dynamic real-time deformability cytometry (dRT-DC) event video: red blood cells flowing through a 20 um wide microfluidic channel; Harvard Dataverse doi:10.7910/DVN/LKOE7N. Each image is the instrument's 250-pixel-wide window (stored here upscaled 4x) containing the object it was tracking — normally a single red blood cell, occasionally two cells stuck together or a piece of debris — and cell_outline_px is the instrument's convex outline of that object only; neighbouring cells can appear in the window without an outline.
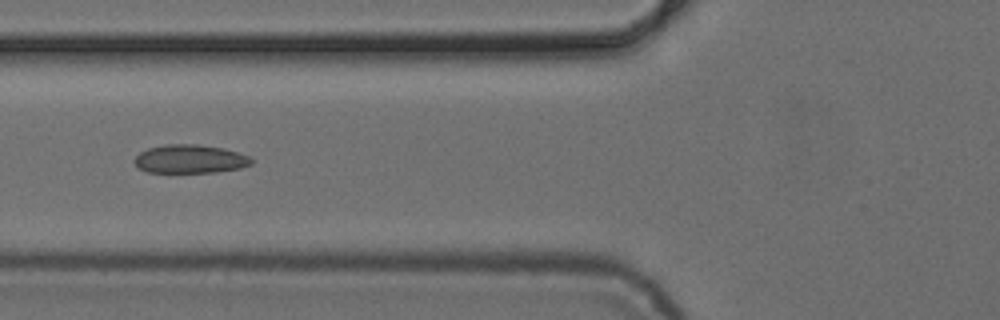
{"species": "common noctule bat (a hibernating species)", "species_latin": "Nyctalus noctula", "temperature_condition": "cold", "stored_images_in_passage": 9, "camera_frame_rate_fps": 3000, "um_per_image_px": 0.085, "animal": {"sex": "female", "body_mass_g": 24.6, "forearm_length_mm": 56.2}, "frame": {"image": 1, "passage_image": 6, "time_ms": 6.667, "image_size_px": [1000, 320], "cell_outline_px": [[252, 164], [240, 168], [216, 172], [148, 172], [136, 168], [132, 160], [140, 152], [148, 148], [164, 144], [200, 144], [224, 148], [248, 156], [252, 160]], "centroid_in_image_um": [16.1, 13.51], "position_along_channel_um": 109.7, "area_um2": 19.59}}
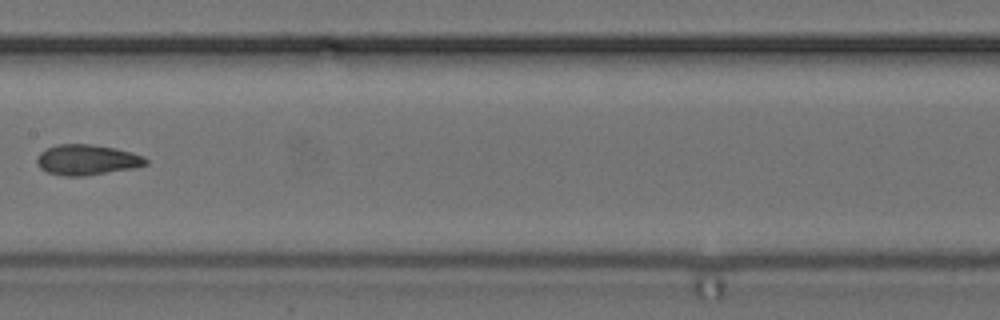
{"frame": {"image": 2, "passage_image": 8, "time_ms": 9.0, "image_size_px": [1000, 320], "cell_outline_px": [[148, 164], [136, 168], [84, 176], [64, 176], [48, 172], [40, 168], [36, 164], [36, 156], [40, 152], [56, 144], [92, 144], [116, 148], [132, 152], [144, 156], [148, 160]], "centroid_in_image_um": [7.41, 13.58], "position_along_channel_um": 200.0, "area_um2": 19.59}}
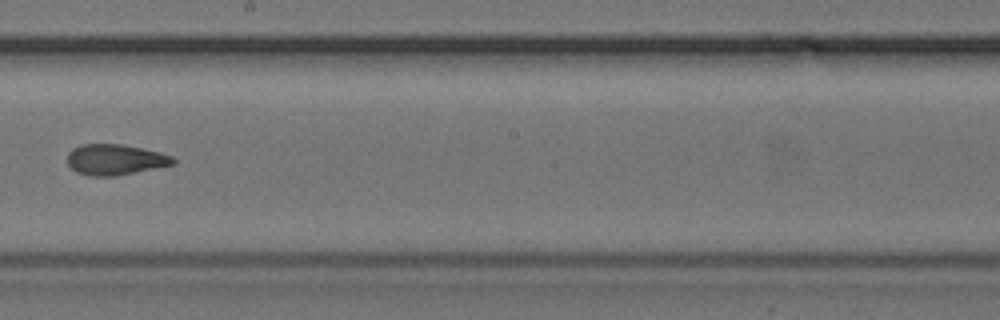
{"frame": {"image": 3, "passage_image": 9, "time_ms": 10.0, "image_size_px": [1000, 320], "cell_outline_px": [[176, 164], [116, 176], [88, 176], [76, 172], [68, 164], [68, 152], [72, 148], [80, 144], [120, 144], [160, 152], [172, 156], [176, 160]], "centroid_in_image_um": [9.78, 13.57], "position_along_channel_um": 238.4, "area_um2": 19.02}}